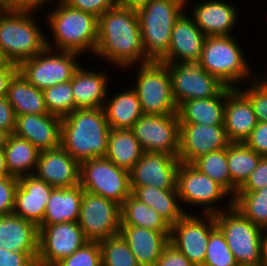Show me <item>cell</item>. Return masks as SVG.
Returning a JSON list of instances; mask_svg holds the SVG:
<instances>
[{
    "mask_svg": "<svg viewBox=\"0 0 267 266\" xmlns=\"http://www.w3.org/2000/svg\"><path fill=\"white\" fill-rule=\"evenodd\" d=\"M95 57L120 69L151 62L142 45L137 10L116 4L98 18Z\"/></svg>",
    "mask_w": 267,
    "mask_h": 266,
    "instance_id": "cell-1",
    "label": "cell"
},
{
    "mask_svg": "<svg viewBox=\"0 0 267 266\" xmlns=\"http://www.w3.org/2000/svg\"><path fill=\"white\" fill-rule=\"evenodd\" d=\"M109 134L103 108L75 109L62 118L61 146L79 163L105 157Z\"/></svg>",
    "mask_w": 267,
    "mask_h": 266,
    "instance_id": "cell-2",
    "label": "cell"
},
{
    "mask_svg": "<svg viewBox=\"0 0 267 266\" xmlns=\"http://www.w3.org/2000/svg\"><path fill=\"white\" fill-rule=\"evenodd\" d=\"M58 2V4H57ZM46 15L52 34V42L46 38V46L58 51H71L80 55H94L98 40V18L88 12L73 8L62 0ZM54 39V40H53Z\"/></svg>",
    "mask_w": 267,
    "mask_h": 266,
    "instance_id": "cell-3",
    "label": "cell"
},
{
    "mask_svg": "<svg viewBox=\"0 0 267 266\" xmlns=\"http://www.w3.org/2000/svg\"><path fill=\"white\" fill-rule=\"evenodd\" d=\"M36 12L0 8V45L9 60L18 66L47 47V37L34 18Z\"/></svg>",
    "mask_w": 267,
    "mask_h": 266,
    "instance_id": "cell-4",
    "label": "cell"
},
{
    "mask_svg": "<svg viewBox=\"0 0 267 266\" xmlns=\"http://www.w3.org/2000/svg\"><path fill=\"white\" fill-rule=\"evenodd\" d=\"M189 1L151 0L137 10L143 50L150 61L160 62L167 55L174 22Z\"/></svg>",
    "mask_w": 267,
    "mask_h": 266,
    "instance_id": "cell-5",
    "label": "cell"
},
{
    "mask_svg": "<svg viewBox=\"0 0 267 266\" xmlns=\"http://www.w3.org/2000/svg\"><path fill=\"white\" fill-rule=\"evenodd\" d=\"M234 35L206 36L199 65L227 87L250 80L253 70ZM248 62V63H247ZM239 82V83H238Z\"/></svg>",
    "mask_w": 267,
    "mask_h": 266,
    "instance_id": "cell-6",
    "label": "cell"
},
{
    "mask_svg": "<svg viewBox=\"0 0 267 266\" xmlns=\"http://www.w3.org/2000/svg\"><path fill=\"white\" fill-rule=\"evenodd\" d=\"M136 66H130L138 68L133 88L137 92L143 114H177L178 106L173 97L167 64L151 61Z\"/></svg>",
    "mask_w": 267,
    "mask_h": 266,
    "instance_id": "cell-7",
    "label": "cell"
},
{
    "mask_svg": "<svg viewBox=\"0 0 267 266\" xmlns=\"http://www.w3.org/2000/svg\"><path fill=\"white\" fill-rule=\"evenodd\" d=\"M216 226L223 233L239 266H261L262 228L254 225L233 206L215 214Z\"/></svg>",
    "mask_w": 267,
    "mask_h": 266,
    "instance_id": "cell-8",
    "label": "cell"
},
{
    "mask_svg": "<svg viewBox=\"0 0 267 266\" xmlns=\"http://www.w3.org/2000/svg\"><path fill=\"white\" fill-rule=\"evenodd\" d=\"M80 185L84 191L119 204L131 195L130 171L116 166L106 157L80 163Z\"/></svg>",
    "mask_w": 267,
    "mask_h": 266,
    "instance_id": "cell-9",
    "label": "cell"
},
{
    "mask_svg": "<svg viewBox=\"0 0 267 266\" xmlns=\"http://www.w3.org/2000/svg\"><path fill=\"white\" fill-rule=\"evenodd\" d=\"M178 196L182 206L190 205L191 207L201 206L203 213L200 214H218L221 211L230 209L233 206L231 195L217 182L209 176L201 173L192 164L180 163L177 169ZM226 196V197H225ZM228 196V197H227ZM225 208H219L217 203L229 198ZM215 205V206H214Z\"/></svg>",
    "mask_w": 267,
    "mask_h": 266,
    "instance_id": "cell-10",
    "label": "cell"
},
{
    "mask_svg": "<svg viewBox=\"0 0 267 266\" xmlns=\"http://www.w3.org/2000/svg\"><path fill=\"white\" fill-rule=\"evenodd\" d=\"M80 54L45 48L36 56L23 61L18 71L33 86L40 90L70 81L80 67ZM77 59V60H76Z\"/></svg>",
    "mask_w": 267,
    "mask_h": 266,
    "instance_id": "cell-11",
    "label": "cell"
},
{
    "mask_svg": "<svg viewBox=\"0 0 267 266\" xmlns=\"http://www.w3.org/2000/svg\"><path fill=\"white\" fill-rule=\"evenodd\" d=\"M78 224L90 242L116 236L121 227V206L102 196L83 191Z\"/></svg>",
    "mask_w": 267,
    "mask_h": 266,
    "instance_id": "cell-12",
    "label": "cell"
},
{
    "mask_svg": "<svg viewBox=\"0 0 267 266\" xmlns=\"http://www.w3.org/2000/svg\"><path fill=\"white\" fill-rule=\"evenodd\" d=\"M215 216L186 213L171 225L169 243L180 251L194 266H203L210 233L216 228Z\"/></svg>",
    "mask_w": 267,
    "mask_h": 266,
    "instance_id": "cell-13",
    "label": "cell"
},
{
    "mask_svg": "<svg viewBox=\"0 0 267 266\" xmlns=\"http://www.w3.org/2000/svg\"><path fill=\"white\" fill-rule=\"evenodd\" d=\"M165 64L169 68L173 97L178 107L187 100L215 97L226 87L198 62Z\"/></svg>",
    "mask_w": 267,
    "mask_h": 266,
    "instance_id": "cell-14",
    "label": "cell"
},
{
    "mask_svg": "<svg viewBox=\"0 0 267 266\" xmlns=\"http://www.w3.org/2000/svg\"><path fill=\"white\" fill-rule=\"evenodd\" d=\"M144 152L178 157L180 122L178 114H143L131 129Z\"/></svg>",
    "mask_w": 267,
    "mask_h": 266,
    "instance_id": "cell-15",
    "label": "cell"
},
{
    "mask_svg": "<svg viewBox=\"0 0 267 266\" xmlns=\"http://www.w3.org/2000/svg\"><path fill=\"white\" fill-rule=\"evenodd\" d=\"M38 228L37 266H54L88 242L78 222L40 225Z\"/></svg>",
    "mask_w": 267,
    "mask_h": 266,
    "instance_id": "cell-16",
    "label": "cell"
},
{
    "mask_svg": "<svg viewBox=\"0 0 267 266\" xmlns=\"http://www.w3.org/2000/svg\"><path fill=\"white\" fill-rule=\"evenodd\" d=\"M229 143L224 125L180 123L178 159L192 164L211 151L227 148Z\"/></svg>",
    "mask_w": 267,
    "mask_h": 266,
    "instance_id": "cell-17",
    "label": "cell"
},
{
    "mask_svg": "<svg viewBox=\"0 0 267 266\" xmlns=\"http://www.w3.org/2000/svg\"><path fill=\"white\" fill-rule=\"evenodd\" d=\"M178 157L165 153L144 152L130 170V187L155 186L173 190L177 183Z\"/></svg>",
    "mask_w": 267,
    "mask_h": 266,
    "instance_id": "cell-18",
    "label": "cell"
},
{
    "mask_svg": "<svg viewBox=\"0 0 267 266\" xmlns=\"http://www.w3.org/2000/svg\"><path fill=\"white\" fill-rule=\"evenodd\" d=\"M54 188H70L80 184V163L62 146L40 151L33 174Z\"/></svg>",
    "mask_w": 267,
    "mask_h": 266,
    "instance_id": "cell-19",
    "label": "cell"
},
{
    "mask_svg": "<svg viewBox=\"0 0 267 266\" xmlns=\"http://www.w3.org/2000/svg\"><path fill=\"white\" fill-rule=\"evenodd\" d=\"M185 10L174 22L170 45L162 63L199 62L206 36Z\"/></svg>",
    "mask_w": 267,
    "mask_h": 266,
    "instance_id": "cell-20",
    "label": "cell"
},
{
    "mask_svg": "<svg viewBox=\"0 0 267 266\" xmlns=\"http://www.w3.org/2000/svg\"><path fill=\"white\" fill-rule=\"evenodd\" d=\"M53 189L34 175L18 178L13 214L39 227Z\"/></svg>",
    "mask_w": 267,
    "mask_h": 266,
    "instance_id": "cell-21",
    "label": "cell"
},
{
    "mask_svg": "<svg viewBox=\"0 0 267 266\" xmlns=\"http://www.w3.org/2000/svg\"><path fill=\"white\" fill-rule=\"evenodd\" d=\"M62 119L52 114H23L16 116L14 134L31 142L39 151L61 146Z\"/></svg>",
    "mask_w": 267,
    "mask_h": 266,
    "instance_id": "cell-22",
    "label": "cell"
},
{
    "mask_svg": "<svg viewBox=\"0 0 267 266\" xmlns=\"http://www.w3.org/2000/svg\"><path fill=\"white\" fill-rule=\"evenodd\" d=\"M256 124L249 99L238 88L226 86L223 125L228 140L244 143Z\"/></svg>",
    "mask_w": 267,
    "mask_h": 266,
    "instance_id": "cell-23",
    "label": "cell"
},
{
    "mask_svg": "<svg viewBox=\"0 0 267 266\" xmlns=\"http://www.w3.org/2000/svg\"><path fill=\"white\" fill-rule=\"evenodd\" d=\"M191 14L205 36L233 35L239 20V10L226 0H205L196 4Z\"/></svg>",
    "mask_w": 267,
    "mask_h": 266,
    "instance_id": "cell-24",
    "label": "cell"
},
{
    "mask_svg": "<svg viewBox=\"0 0 267 266\" xmlns=\"http://www.w3.org/2000/svg\"><path fill=\"white\" fill-rule=\"evenodd\" d=\"M119 234L127 242L140 266H155L169 244L170 232H160L139 226L121 225Z\"/></svg>",
    "mask_w": 267,
    "mask_h": 266,
    "instance_id": "cell-25",
    "label": "cell"
},
{
    "mask_svg": "<svg viewBox=\"0 0 267 266\" xmlns=\"http://www.w3.org/2000/svg\"><path fill=\"white\" fill-rule=\"evenodd\" d=\"M103 72L86 69L80 64L71 79L74 110L103 108L105 99L109 96L107 91L110 82L106 71Z\"/></svg>",
    "mask_w": 267,
    "mask_h": 266,
    "instance_id": "cell-26",
    "label": "cell"
},
{
    "mask_svg": "<svg viewBox=\"0 0 267 266\" xmlns=\"http://www.w3.org/2000/svg\"><path fill=\"white\" fill-rule=\"evenodd\" d=\"M0 248L18 253H39V228L13 213L0 216Z\"/></svg>",
    "mask_w": 267,
    "mask_h": 266,
    "instance_id": "cell-27",
    "label": "cell"
},
{
    "mask_svg": "<svg viewBox=\"0 0 267 266\" xmlns=\"http://www.w3.org/2000/svg\"><path fill=\"white\" fill-rule=\"evenodd\" d=\"M83 191L80 184L70 188H54L41 225L78 222Z\"/></svg>",
    "mask_w": 267,
    "mask_h": 266,
    "instance_id": "cell-28",
    "label": "cell"
},
{
    "mask_svg": "<svg viewBox=\"0 0 267 266\" xmlns=\"http://www.w3.org/2000/svg\"><path fill=\"white\" fill-rule=\"evenodd\" d=\"M107 100V101H106ZM103 110L110 129H132L143 115L136 90L132 87L105 99Z\"/></svg>",
    "mask_w": 267,
    "mask_h": 266,
    "instance_id": "cell-29",
    "label": "cell"
},
{
    "mask_svg": "<svg viewBox=\"0 0 267 266\" xmlns=\"http://www.w3.org/2000/svg\"><path fill=\"white\" fill-rule=\"evenodd\" d=\"M225 88L215 97L184 101L178 107L180 123L223 125Z\"/></svg>",
    "mask_w": 267,
    "mask_h": 266,
    "instance_id": "cell-30",
    "label": "cell"
},
{
    "mask_svg": "<svg viewBox=\"0 0 267 266\" xmlns=\"http://www.w3.org/2000/svg\"><path fill=\"white\" fill-rule=\"evenodd\" d=\"M131 194L139 201L152 207L170 225L175 224L187 212L179 203L177 187L173 190H163L155 186L130 187Z\"/></svg>",
    "mask_w": 267,
    "mask_h": 266,
    "instance_id": "cell-31",
    "label": "cell"
},
{
    "mask_svg": "<svg viewBox=\"0 0 267 266\" xmlns=\"http://www.w3.org/2000/svg\"><path fill=\"white\" fill-rule=\"evenodd\" d=\"M6 98L16 116L48 113L43 90L31 85L19 71L10 80Z\"/></svg>",
    "mask_w": 267,
    "mask_h": 266,
    "instance_id": "cell-32",
    "label": "cell"
},
{
    "mask_svg": "<svg viewBox=\"0 0 267 266\" xmlns=\"http://www.w3.org/2000/svg\"><path fill=\"white\" fill-rule=\"evenodd\" d=\"M3 149L10 176L21 178L34 174L40 151L31 142L9 134Z\"/></svg>",
    "mask_w": 267,
    "mask_h": 266,
    "instance_id": "cell-33",
    "label": "cell"
},
{
    "mask_svg": "<svg viewBox=\"0 0 267 266\" xmlns=\"http://www.w3.org/2000/svg\"><path fill=\"white\" fill-rule=\"evenodd\" d=\"M144 151L131 129H110L105 157L116 166L130 171Z\"/></svg>",
    "mask_w": 267,
    "mask_h": 266,
    "instance_id": "cell-34",
    "label": "cell"
},
{
    "mask_svg": "<svg viewBox=\"0 0 267 266\" xmlns=\"http://www.w3.org/2000/svg\"><path fill=\"white\" fill-rule=\"evenodd\" d=\"M262 157L242 142H230L227 146V163L231 176V197L250 177Z\"/></svg>",
    "mask_w": 267,
    "mask_h": 266,
    "instance_id": "cell-35",
    "label": "cell"
},
{
    "mask_svg": "<svg viewBox=\"0 0 267 266\" xmlns=\"http://www.w3.org/2000/svg\"><path fill=\"white\" fill-rule=\"evenodd\" d=\"M121 225L139 226L160 232H170L171 229V225L161 215L132 194L121 205Z\"/></svg>",
    "mask_w": 267,
    "mask_h": 266,
    "instance_id": "cell-36",
    "label": "cell"
},
{
    "mask_svg": "<svg viewBox=\"0 0 267 266\" xmlns=\"http://www.w3.org/2000/svg\"><path fill=\"white\" fill-rule=\"evenodd\" d=\"M233 207L254 225L267 228V187L256 191H237Z\"/></svg>",
    "mask_w": 267,
    "mask_h": 266,
    "instance_id": "cell-37",
    "label": "cell"
},
{
    "mask_svg": "<svg viewBox=\"0 0 267 266\" xmlns=\"http://www.w3.org/2000/svg\"><path fill=\"white\" fill-rule=\"evenodd\" d=\"M192 165L221 185L231 195V176L227 163V148L211 151L196 159Z\"/></svg>",
    "mask_w": 267,
    "mask_h": 266,
    "instance_id": "cell-38",
    "label": "cell"
},
{
    "mask_svg": "<svg viewBox=\"0 0 267 266\" xmlns=\"http://www.w3.org/2000/svg\"><path fill=\"white\" fill-rule=\"evenodd\" d=\"M99 246L102 266H140L120 234L100 241Z\"/></svg>",
    "mask_w": 267,
    "mask_h": 266,
    "instance_id": "cell-39",
    "label": "cell"
},
{
    "mask_svg": "<svg viewBox=\"0 0 267 266\" xmlns=\"http://www.w3.org/2000/svg\"><path fill=\"white\" fill-rule=\"evenodd\" d=\"M45 105L49 114L61 119L74 111L71 80L43 90Z\"/></svg>",
    "mask_w": 267,
    "mask_h": 266,
    "instance_id": "cell-40",
    "label": "cell"
},
{
    "mask_svg": "<svg viewBox=\"0 0 267 266\" xmlns=\"http://www.w3.org/2000/svg\"><path fill=\"white\" fill-rule=\"evenodd\" d=\"M203 266H239L218 227L210 233Z\"/></svg>",
    "mask_w": 267,
    "mask_h": 266,
    "instance_id": "cell-41",
    "label": "cell"
},
{
    "mask_svg": "<svg viewBox=\"0 0 267 266\" xmlns=\"http://www.w3.org/2000/svg\"><path fill=\"white\" fill-rule=\"evenodd\" d=\"M249 82L252 85L245 87L247 89L237 88L249 99L257 122L267 123V77H254Z\"/></svg>",
    "mask_w": 267,
    "mask_h": 266,
    "instance_id": "cell-42",
    "label": "cell"
},
{
    "mask_svg": "<svg viewBox=\"0 0 267 266\" xmlns=\"http://www.w3.org/2000/svg\"><path fill=\"white\" fill-rule=\"evenodd\" d=\"M54 266H102L99 242L88 241L72 255L60 260Z\"/></svg>",
    "mask_w": 267,
    "mask_h": 266,
    "instance_id": "cell-43",
    "label": "cell"
},
{
    "mask_svg": "<svg viewBox=\"0 0 267 266\" xmlns=\"http://www.w3.org/2000/svg\"><path fill=\"white\" fill-rule=\"evenodd\" d=\"M17 185L18 178L16 177H0V216L13 213Z\"/></svg>",
    "mask_w": 267,
    "mask_h": 266,
    "instance_id": "cell-44",
    "label": "cell"
},
{
    "mask_svg": "<svg viewBox=\"0 0 267 266\" xmlns=\"http://www.w3.org/2000/svg\"><path fill=\"white\" fill-rule=\"evenodd\" d=\"M67 5L91 13L99 18L117 4V0H62Z\"/></svg>",
    "mask_w": 267,
    "mask_h": 266,
    "instance_id": "cell-45",
    "label": "cell"
},
{
    "mask_svg": "<svg viewBox=\"0 0 267 266\" xmlns=\"http://www.w3.org/2000/svg\"><path fill=\"white\" fill-rule=\"evenodd\" d=\"M38 253H18L0 248V266H37Z\"/></svg>",
    "mask_w": 267,
    "mask_h": 266,
    "instance_id": "cell-46",
    "label": "cell"
},
{
    "mask_svg": "<svg viewBox=\"0 0 267 266\" xmlns=\"http://www.w3.org/2000/svg\"><path fill=\"white\" fill-rule=\"evenodd\" d=\"M244 143L261 157H267V123L257 122Z\"/></svg>",
    "mask_w": 267,
    "mask_h": 266,
    "instance_id": "cell-47",
    "label": "cell"
},
{
    "mask_svg": "<svg viewBox=\"0 0 267 266\" xmlns=\"http://www.w3.org/2000/svg\"><path fill=\"white\" fill-rule=\"evenodd\" d=\"M267 187V157H262L257 167L251 172L250 177L238 191H256Z\"/></svg>",
    "mask_w": 267,
    "mask_h": 266,
    "instance_id": "cell-48",
    "label": "cell"
},
{
    "mask_svg": "<svg viewBox=\"0 0 267 266\" xmlns=\"http://www.w3.org/2000/svg\"><path fill=\"white\" fill-rule=\"evenodd\" d=\"M155 266H194L180 251L170 243L160 254Z\"/></svg>",
    "mask_w": 267,
    "mask_h": 266,
    "instance_id": "cell-49",
    "label": "cell"
},
{
    "mask_svg": "<svg viewBox=\"0 0 267 266\" xmlns=\"http://www.w3.org/2000/svg\"><path fill=\"white\" fill-rule=\"evenodd\" d=\"M0 128L9 134H14L16 129V115L6 97L0 98Z\"/></svg>",
    "mask_w": 267,
    "mask_h": 266,
    "instance_id": "cell-50",
    "label": "cell"
},
{
    "mask_svg": "<svg viewBox=\"0 0 267 266\" xmlns=\"http://www.w3.org/2000/svg\"><path fill=\"white\" fill-rule=\"evenodd\" d=\"M49 2L53 3L55 0H14L8 8L37 11L39 8L45 6V4H49Z\"/></svg>",
    "mask_w": 267,
    "mask_h": 266,
    "instance_id": "cell-51",
    "label": "cell"
},
{
    "mask_svg": "<svg viewBox=\"0 0 267 266\" xmlns=\"http://www.w3.org/2000/svg\"><path fill=\"white\" fill-rule=\"evenodd\" d=\"M18 72V67L0 68V98L6 97L10 80Z\"/></svg>",
    "mask_w": 267,
    "mask_h": 266,
    "instance_id": "cell-52",
    "label": "cell"
},
{
    "mask_svg": "<svg viewBox=\"0 0 267 266\" xmlns=\"http://www.w3.org/2000/svg\"><path fill=\"white\" fill-rule=\"evenodd\" d=\"M150 1L151 0H117V4L133 10H138L147 5Z\"/></svg>",
    "mask_w": 267,
    "mask_h": 266,
    "instance_id": "cell-53",
    "label": "cell"
},
{
    "mask_svg": "<svg viewBox=\"0 0 267 266\" xmlns=\"http://www.w3.org/2000/svg\"><path fill=\"white\" fill-rule=\"evenodd\" d=\"M262 265L267 266V228L261 234Z\"/></svg>",
    "mask_w": 267,
    "mask_h": 266,
    "instance_id": "cell-54",
    "label": "cell"
},
{
    "mask_svg": "<svg viewBox=\"0 0 267 266\" xmlns=\"http://www.w3.org/2000/svg\"><path fill=\"white\" fill-rule=\"evenodd\" d=\"M10 176L5 159V152L0 148V177Z\"/></svg>",
    "mask_w": 267,
    "mask_h": 266,
    "instance_id": "cell-55",
    "label": "cell"
},
{
    "mask_svg": "<svg viewBox=\"0 0 267 266\" xmlns=\"http://www.w3.org/2000/svg\"><path fill=\"white\" fill-rule=\"evenodd\" d=\"M2 67H18V65L13 64L9 58L5 55L1 45H0V68Z\"/></svg>",
    "mask_w": 267,
    "mask_h": 266,
    "instance_id": "cell-56",
    "label": "cell"
},
{
    "mask_svg": "<svg viewBox=\"0 0 267 266\" xmlns=\"http://www.w3.org/2000/svg\"><path fill=\"white\" fill-rule=\"evenodd\" d=\"M8 136L9 133L0 128V148H3L5 146Z\"/></svg>",
    "mask_w": 267,
    "mask_h": 266,
    "instance_id": "cell-57",
    "label": "cell"
},
{
    "mask_svg": "<svg viewBox=\"0 0 267 266\" xmlns=\"http://www.w3.org/2000/svg\"><path fill=\"white\" fill-rule=\"evenodd\" d=\"M14 0H0V8L8 7Z\"/></svg>",
    "mask_w": 267,
    "mask_h": 266,
    "instance_id": "cell-58",
    "label": "cell"
}]
</instances>
